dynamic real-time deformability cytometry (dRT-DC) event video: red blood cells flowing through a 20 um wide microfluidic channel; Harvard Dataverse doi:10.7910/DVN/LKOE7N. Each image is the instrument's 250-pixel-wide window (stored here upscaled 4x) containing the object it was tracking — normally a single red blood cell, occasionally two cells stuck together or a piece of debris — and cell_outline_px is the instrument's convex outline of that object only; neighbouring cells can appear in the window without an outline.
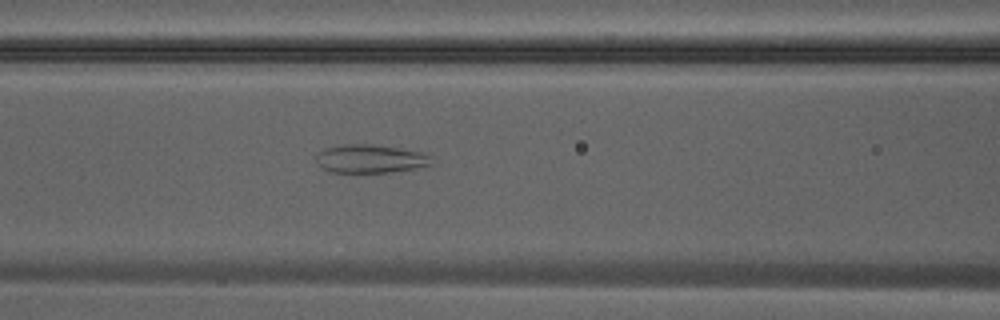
{"species": "Egyptian fruit bat (a non-hibernating species)", "species_latin": "Rousettus aegyptiacus", "temperature_condition": "warm", "stored_images_in_passage": 41, "camera_frame_rate_fps": 3000, "um_per_image_px": 0.085, "animal": {"sex": "male"}, "frame": {"image": 1, "passage_image": 18, "time_ms": 5.667, "image_size_px": [1000, 320], "cell_outline_px": [[432, 164], [416, 168], [388, 172], [328, 172], [316, 164], [316, 156], [324, 148], [344, 144], [368, 144], [396, 148], [420, 152], [432, 156]], "centroid_in_image_um": [31.43, 13.5], "position_along_channel_um": 135.2, "area_um2": 18.96}}